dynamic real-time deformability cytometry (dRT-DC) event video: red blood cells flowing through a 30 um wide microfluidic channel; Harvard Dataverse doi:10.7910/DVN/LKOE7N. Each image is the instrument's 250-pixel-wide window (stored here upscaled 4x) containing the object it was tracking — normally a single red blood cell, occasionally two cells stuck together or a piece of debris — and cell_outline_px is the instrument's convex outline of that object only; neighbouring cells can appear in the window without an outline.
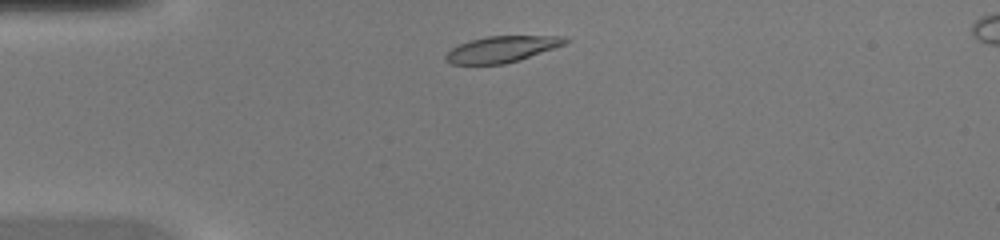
{"species": "common noctule bat (a hibernating species)", "species_latin": "Nyctalus noctula", "temperature_condition": "warm", "stored_images_in_passage": 37, "camera_frame_rate_fps": 3000, "um_per_image_px": 0.085, "animal": {"sex": "female", "body_mass_g": 20.0, "forearm_length_mm": 54.0}, "frame": {"image": 1, "passage_image": 3, "time_ms": 0.667, "image_size_px": [1000, 240], "cell_outline_px": [[572, 40], [564, 44], [520, 60], [504, 64], [448, 64], [444, 60], [444, 56], [452, 48], [460, 44], [472, 40], [488, 36], [564, 36]], "centroid_in_image_um": [42.64, 4.18], "position_along_channel_um": 42.4, "area_um2": 18.15}}
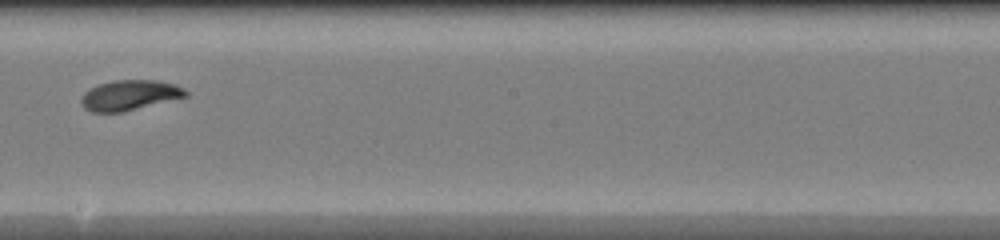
{"frame": {"image": 2, "passage_image": 18, "time_ms": 5.667, "image_size_px": [1000, 240], "cell_outline_px": [[188, 96], [124, 112], [92, 112], [84, 108], [80, 100], [84, 92], [88, 88], [112, 80], [156, 80], [176, 84], [184, 88], [188, 92]], "centroid_in_image_um": [11.02, 8.09], "position_along_channel_um": 237.2, "area_um2": 18.55}}
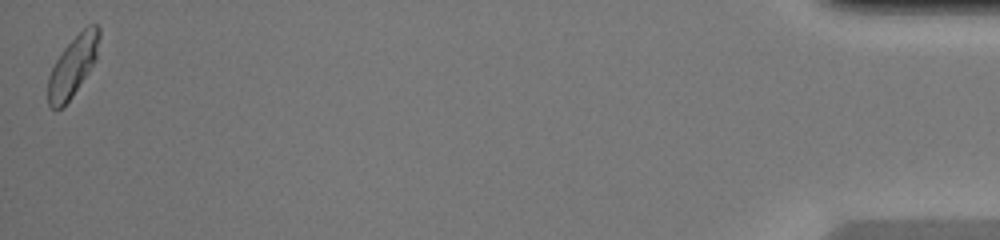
{"frame": {"image": 3, "passage_image": 37, "time_ms": 12.0, "image_size_px": [1000, 240], "cell_outline_px": [[100, 36], [96, 56], [92, 64], [72, 96], [64, 108], [52, 108], [48, 104], [48, 76], [56, 60], [64, 48], [88, 24], [96, 24], [100, 28]], "centroid_in_image_um": [6.17, 5.62], "position_along_channel_um": 429.0, "area_um2": 17.51}}